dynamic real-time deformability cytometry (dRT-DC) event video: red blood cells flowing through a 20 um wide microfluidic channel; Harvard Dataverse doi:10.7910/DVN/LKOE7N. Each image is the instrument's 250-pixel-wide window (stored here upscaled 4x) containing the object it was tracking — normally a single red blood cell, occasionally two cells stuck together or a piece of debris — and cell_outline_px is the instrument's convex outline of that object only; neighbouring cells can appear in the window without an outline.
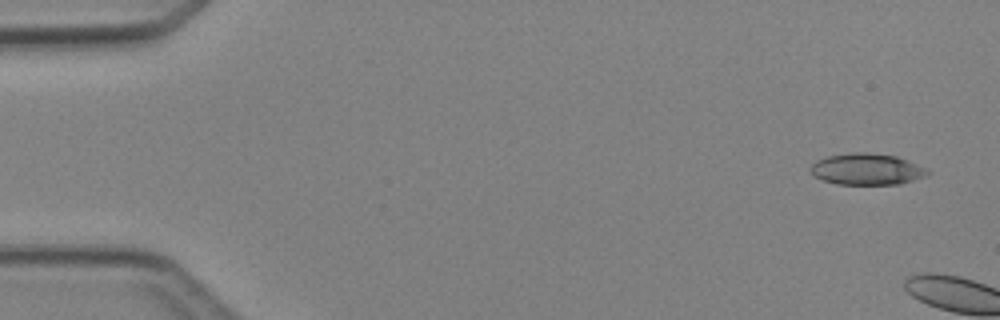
{"species": "Egyptian fruit bat (a non-hibernating species)", "species_latin": "Rousettus aegyptiacus", "temperature_condition": "cold", "stored_images_in_passage": 2, "camera_frame_rate_fps": 3000, "um_per_image_px": 0.085, "animal": {"sex": "female"}, "frame": {"image": 1, "passage_image": 1, "time_ms": 0.0, "image_size_px": [1000, 320], "cell_outline_px": [[932, 172], [928, 176], [900, 184], [836, 184], [824, 180], [816, 176], [812, 172], [812, 164], [816, 160], [828, 156], [852, 152], [864, 152], [896, 156], [908, 160], [928, 168]], "centroid_in_image_um": [73.76, 14.38], "position_along_channel_um": 11.2, "area_um2": 21.44}}